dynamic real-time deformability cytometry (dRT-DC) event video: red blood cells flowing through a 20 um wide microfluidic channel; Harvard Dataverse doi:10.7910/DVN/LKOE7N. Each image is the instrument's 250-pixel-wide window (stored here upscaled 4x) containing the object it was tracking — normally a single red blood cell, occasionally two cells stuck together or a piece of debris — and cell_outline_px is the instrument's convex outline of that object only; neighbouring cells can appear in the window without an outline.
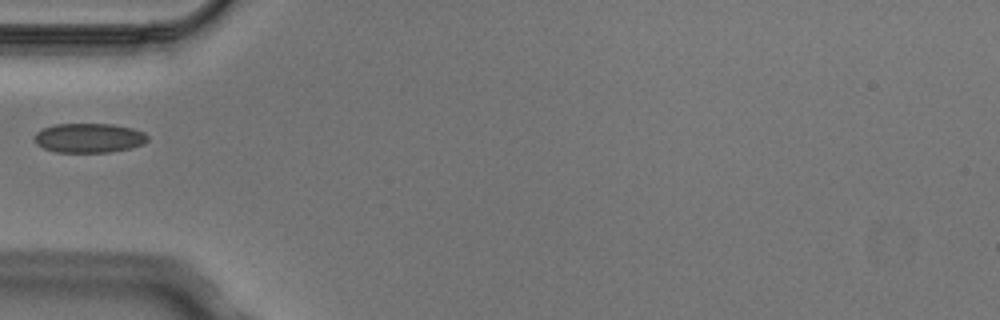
{"species": "Egyptian fruit bat (a non-hibernating species)", "species_latin": "Rousettus aegyptiacus", "temperature_condition": "cold", "stored_images_in_passage": 1, "camera_frame_rate_fps": 3000, "um_per_image_px": 0.085, "animal": {"sex": "male"}, "frame": {"image": 1, "passage_image": 1, "time_ms": 0.0, "image_size_px": [1000, 320], "cell_outline_px": [[148, 140], [144, 144], [132, 148], [108, 152], [56, 152], [44, 148], [36, 144], [32, 136], [40, 128], [52, 124], [112, 124], [132, 128], [144, 132], [148, 136]], "centroid_in_image_um": [7.53, 11.72], "position_along_channel_um": 77.5, "area_um2": 19.71}}